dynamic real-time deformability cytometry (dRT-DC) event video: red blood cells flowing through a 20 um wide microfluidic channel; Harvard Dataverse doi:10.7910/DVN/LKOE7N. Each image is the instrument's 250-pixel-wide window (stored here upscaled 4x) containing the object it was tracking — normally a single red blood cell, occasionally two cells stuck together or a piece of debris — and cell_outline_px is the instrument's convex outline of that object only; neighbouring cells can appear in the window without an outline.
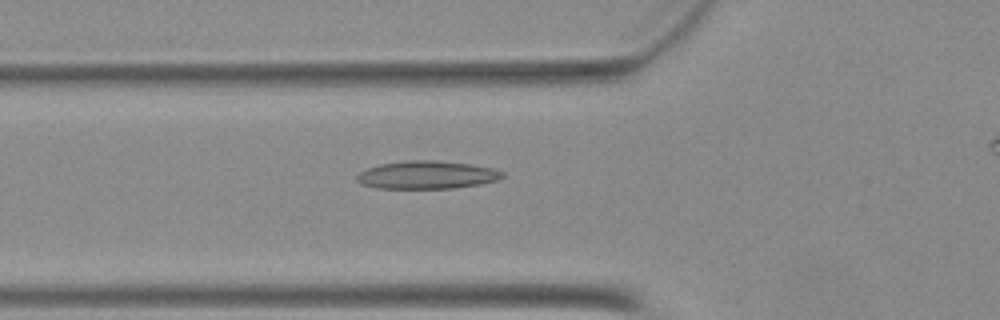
{"species": "Egyptian fruit bat (a non-hibernating species)", "species_latin": "Rousettus aegyptiacus", "temperature_condition": "warm", "stored_images_in_passage": 45, "camera_frame_rate_fps": 3000, "um_per_image_px": 0.085, "animal": {"sex": "female"}, "frame": {"image": 1, "passage_image": 18, "time_ms": 5.667, "image_size_px": [1000, 320], "cell_outline_px": [[504, 176], [496, 180], [480, 184], [456, 188], [376, 188], [360, 184], [356, 180], [356, 176], [360, 172], [368, 168], [380, 164], [408, 160], [436, 160], [468, 164], [492, 168], [504, 172]], "centroid_in_image_um": [36.26, 14.87], "position_along_channel_um": 89.5, "area_um2": 23.64}}
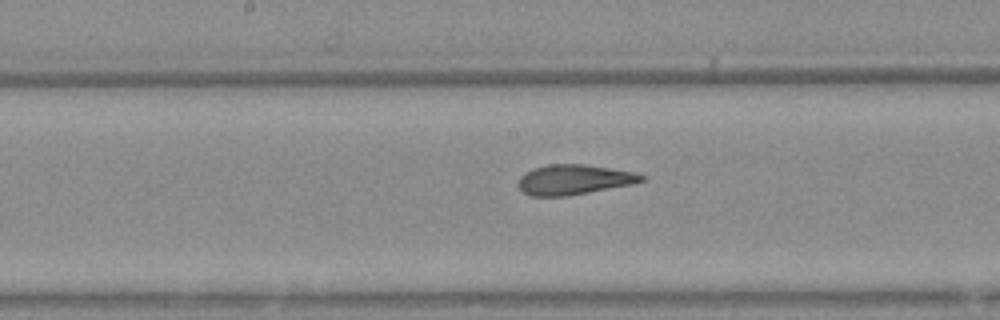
{"frame": {"image": 2, "passage_image": 26, "time_ms": 8.333, "image_size_px": [1000, 320], "cell_outline_px": [[644, 180], [632, 184], [564, 196], [532, 196], [524, 192], [520, 188], [520, 176], [524, 172], [532, 168], [548, 164], [584, 164], [636, 172], [644, 176]], "centroid_in_image_um": [48.77, 15.25], "position_along_channel_um": 199.4, "area_um2": 21.27}}
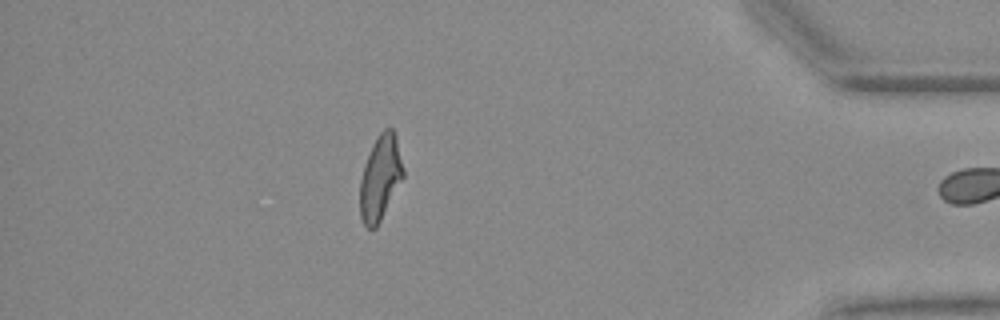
{"frame": {"image": 3, "passage_image": 44, "time_ms": 14.333, "image_size_px": [1000, 320], "cell_outline_px": [[404, 176], [376, 228], [368, 228], [364, 224], [360, 216], [360, 180], [372, 144], [376, 136], [384, 128], [392, 128], [396, 136], [404, 168]], "centroid_in_image_um": [32.33, 15.09], "position_along_channel_um": 402.9, "area_um2": 21.21}}